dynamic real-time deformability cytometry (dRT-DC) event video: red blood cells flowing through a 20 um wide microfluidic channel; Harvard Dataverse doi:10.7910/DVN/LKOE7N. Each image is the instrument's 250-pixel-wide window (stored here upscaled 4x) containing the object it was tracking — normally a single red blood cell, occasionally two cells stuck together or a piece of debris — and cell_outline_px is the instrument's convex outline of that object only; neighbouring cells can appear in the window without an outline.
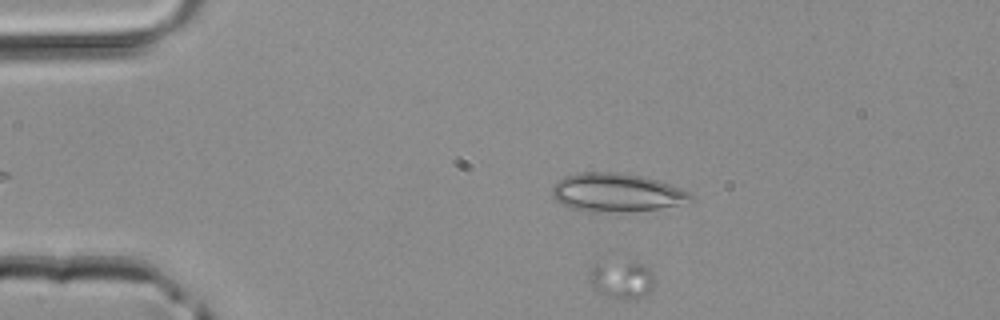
{"species": "common noctule bat (a hibernating species)", "species_latin": "Nyctalus noctula", "temperature_condition": "room temperature", "stored_images_in_passage": 21, "camera_frame_rate_fps": 3000, "um_per_image_px": 0.085, "animal": {"sex": "male", "body_mass_g": 20.4}, "frame": {"image": 1, "passage_image": 4, "time_ms": 1.0, "image_size_px": [1000, 320], "cell_outline_px": [[652, 288], [648, 292], [636, 300], [620, 300], [596, 292], [588, 280], [592, 268], [596, 264], [636, 260], [644, 264], [648, 268], [652, 276]], "centroid_in_image_um": [52.83, 23.78], "position_along_channel_um": 32.2, "area_um2": 14.57}}